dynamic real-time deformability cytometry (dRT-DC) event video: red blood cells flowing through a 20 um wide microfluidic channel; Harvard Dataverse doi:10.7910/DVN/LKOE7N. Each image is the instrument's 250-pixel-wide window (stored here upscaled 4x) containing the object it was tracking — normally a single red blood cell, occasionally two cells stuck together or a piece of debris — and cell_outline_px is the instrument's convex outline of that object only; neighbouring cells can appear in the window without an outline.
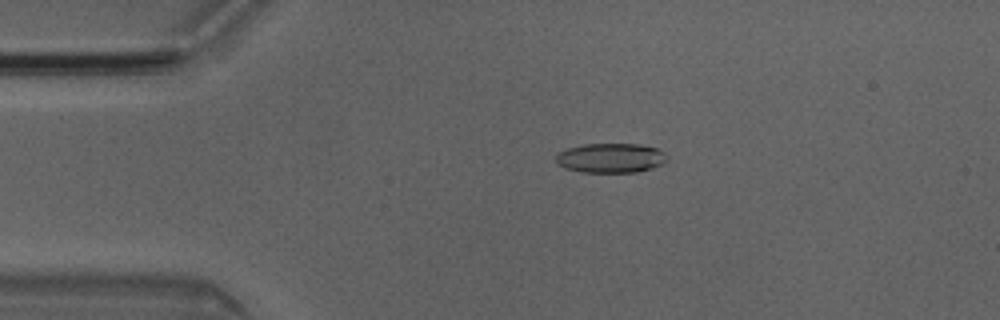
{"species": "Egyptian fruit bat (a non-hibernating species)", "species_latin": "Rousettus aegyptiacus", "temperature_condition": "room temperature", "stored_images_in_passage": 4, "camera_frame_rate_fps": 3000, "um_per_image_px": 0.085, "animal": {"sex": "male"}, "frame": {"image": 1, "passage_image": 3, "time_ms": 0.667, "image_size_px": [1000, 320], "cell_outline_px": [[668, 160], [652, 168], [636, 172], [580, 172], [564, 168], [556, 160], [556, 156], [560, 152], [568, 148], [584, 144], [640, 144], [656, 148], [664, 152], [668, 156]], "centroid_in_image_um": [51.93, 13.43], "position_along_channel_um": 33.1, "area_um2": 19.07}}